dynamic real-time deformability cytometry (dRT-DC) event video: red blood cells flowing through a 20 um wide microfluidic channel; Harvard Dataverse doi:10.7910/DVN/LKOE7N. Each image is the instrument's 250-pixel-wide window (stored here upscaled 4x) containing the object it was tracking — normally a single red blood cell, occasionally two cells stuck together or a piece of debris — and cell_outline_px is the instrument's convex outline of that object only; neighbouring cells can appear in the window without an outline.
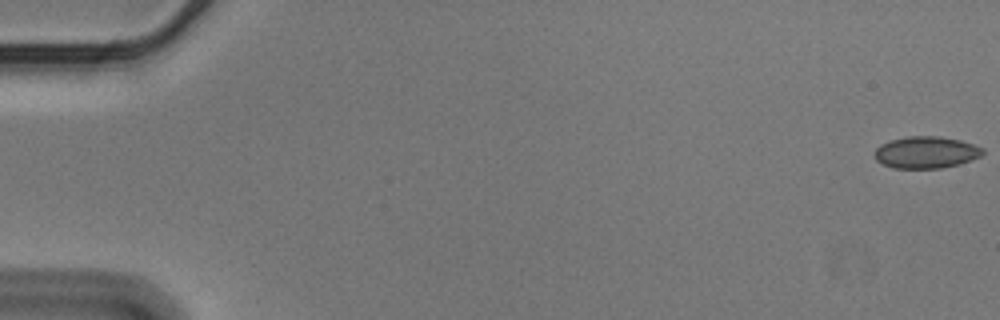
{"species": "Egyptian fruit bat (a non-hibernating species)", "species_latin": "Rousettus aegyptiacus", "temperature_condition": "cold", "stored_images_in_passage": 51, "camera_frame_rate_fps": 3000, "um_per_image_px": 0.085, "animal": {"sex": "male"}, "frame": {"image": 1, "passage_image": 1, "time_ms": 0.0, "image_size_px": [1000, 320], "cell_outline_px": [[984, 152], [980, 156], [972, 160], [940, 168], [892, 168], [876, 160], [876, 148], [880, 144], [892, 140], [908, 136], [940, 136], [960, 140], [984, 148]], "centroid_in_image_um": [78.72, 12.94], "position_along_channel_um": 6.3, "area_um2": 19.88}}
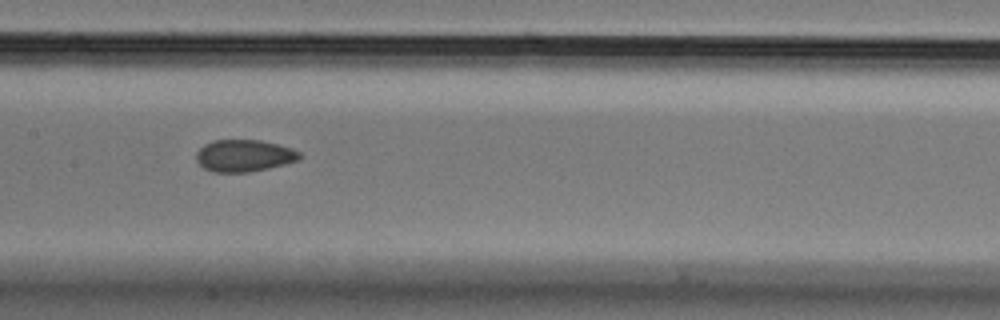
{"frame": {"image": 2, "passage_image": 29, "time_ms": 9.333, "image_size_px": [1000, 320], "cell_outline_px": [[304, 156], [300, 160], [268, 168], [248, 172], [212, 172], [204, 168], [196, 160], [196, 152], [204, 144], [212, 140], [260, 140], [292, 148], [300, 152]], "centroid_in_image_um": [20.76, 13.23], "position_along_channel_um": 186.6, "area_um2": 19.36}}
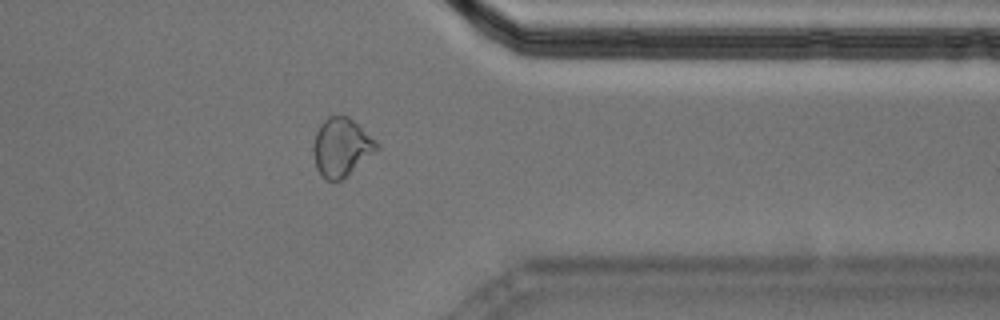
{"frame": {"image": 3, "passage_image": 46, "time_ms": 15.0, "image_size_px": [1000, 320], "cell_outline_px": [[380, 148], [340, 180], [328, 180], [320, 176], [316, 168], [312, 152], [312, 148], [316, 132], [320, 124], [328, 116], [348, 116], [376, 140], [380, 144]], "centroid_in_image_um": [29.0, 12.5], "position_along_channel_um": 382.4, "area_um2": 21.44}}